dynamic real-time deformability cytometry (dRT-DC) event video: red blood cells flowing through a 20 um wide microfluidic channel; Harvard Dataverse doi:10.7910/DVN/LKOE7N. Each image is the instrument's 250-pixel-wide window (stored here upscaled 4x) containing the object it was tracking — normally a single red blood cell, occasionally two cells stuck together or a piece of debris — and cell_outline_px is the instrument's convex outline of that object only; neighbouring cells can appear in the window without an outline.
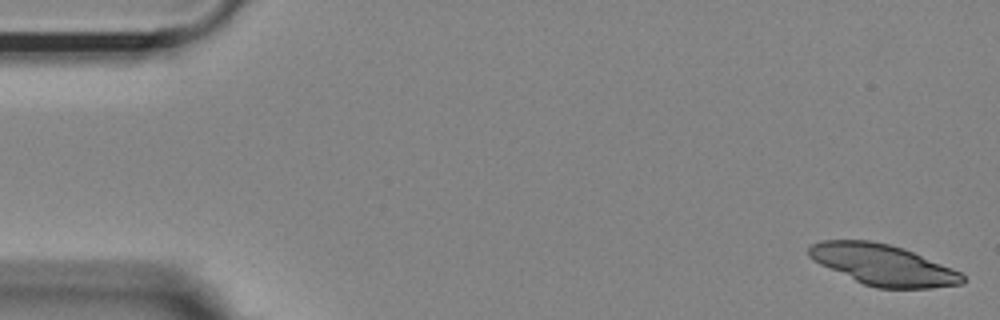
{"species": "Egyptian fruit bat (a non-hibernating species)", "species_latin": "Rousettus aegyptiacus", "temperature_condition": "room temperature", "stored_images_in_passage": 6, "camera_frame_rate_fps": 3000, "um_per_image_px": 0.085, "animal": {"sex": "female"}, "frame": {"image": 1, "passage_image": 1, "time_ms": 0.0, "image_size_px": [1000, 320], "cell_outline_px": [[964, 284], [932, 288], [876, 288], [864, 284], [820, 264], [812, 260], [808, 256], [808, 248], [812, 244], [820, 240], [868, 240], [888, 244], [904, 248], [952, 268], [960, 272], [964, 276]], "centroid_in_image_um": [75.06, 22.51], "position_along_channel_um": 9.9, "area_um2": 36.41}}